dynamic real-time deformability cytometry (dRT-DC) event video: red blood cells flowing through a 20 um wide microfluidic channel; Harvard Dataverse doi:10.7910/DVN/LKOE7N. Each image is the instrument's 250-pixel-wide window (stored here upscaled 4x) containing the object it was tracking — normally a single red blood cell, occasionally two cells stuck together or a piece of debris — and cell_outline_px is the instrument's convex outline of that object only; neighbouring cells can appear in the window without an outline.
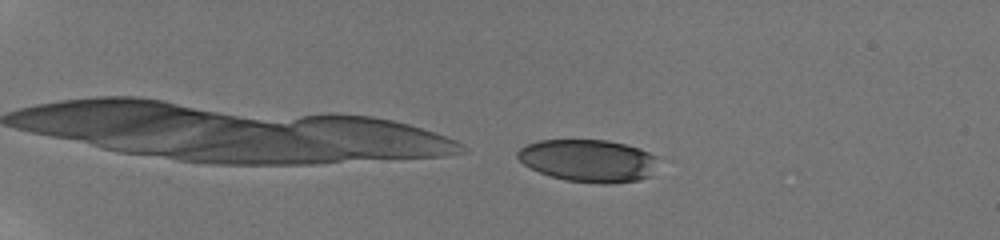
{"species": "human", "species_latin": "Homo sapiens", "temperature_condition": "room temperature", "stored_images_in_passage": 46, "camera_frame_rate_fps": 3000, "um_per_image_px": 0.085, "donor": {"sex": "male"}, "frame": {"image": 1, "passage_image": 2, "time_ms": 0.333, "image_size_px": [1000, 240], "cell_outline_px": [[656, 156], [652, 176], [640, 180], [608, 184], [600, 184], [564, 180], [540, 172], [524, 164], [516, 156], [516, 152], [520, 148], [528, 144], [540, 140], [608, 140], [640, 148]], "centroid_in_image_um": [50.02, 13.66], "position_along_channel_um": 35.0, "area_um2": 34.74}}
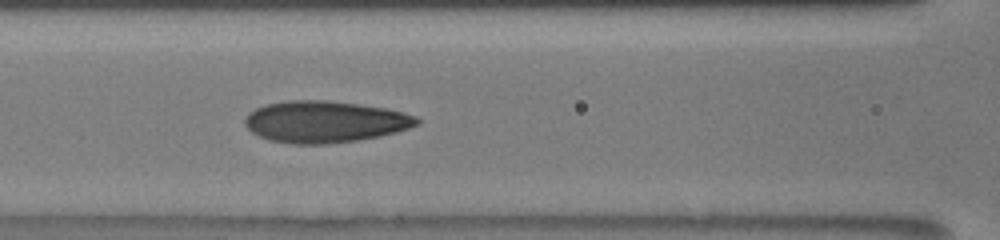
{"frame": {"image": 2, "passage_image": 18, "time_ms": 5.667, "image_size_px": [1000, 240], "cell_outline_px": [[420, 124], [396, 132], [380, 136], [356, 140], [328, 144], [292, 144], [268, 140], [252, 132], [244, 124], [244, 120], [248, 112], [264, 104], [288, 100], [328, 100], [384, 108], [404, 112], [416, 116], [420, 120]], "centroid_in_image_um": [27.59, 10.35], "position_along_channel_um": 139.0, "area_um2": 41.85}}
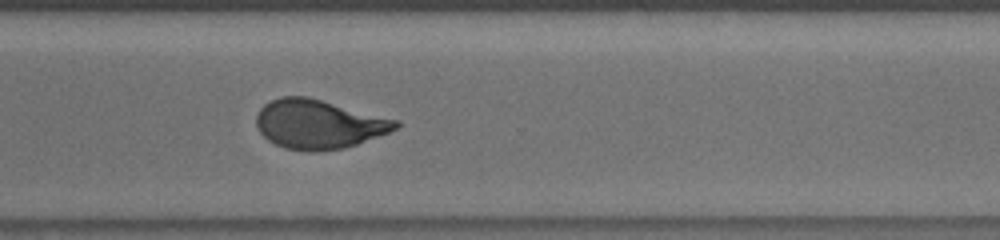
{"frame": {"image": 3, "passage_image": 34, "time_ms": 11.0, "image_size_px": [1000, 240], "cell_outline_px": [[400, 124], [396, 128], [388, 132], [356, 144], [344, 148], [316, 152], [312, 152], [284, 148], [268, 140], [260, 132], [256, 124], [256, 116], [260, 108], [264, 104], [280, 96], [308, 96], [400, 120]], "centroid_in_image_um": [27.08, 10.54], "position_along_channel_um": 343.5, "area_um2": 39.94}, "authors_computed_cell_mechanics": {"area_um2": 39.7375, "velocity_mm_per_s": 3.8441, "shape_relaxation_time_tau1_ms": 6.3428, "shape_relaxation_time_tau2_ms": 0.8833, "deformation_change_tau1": 0.2125, "deformation_change_tau2": 0.0681}}